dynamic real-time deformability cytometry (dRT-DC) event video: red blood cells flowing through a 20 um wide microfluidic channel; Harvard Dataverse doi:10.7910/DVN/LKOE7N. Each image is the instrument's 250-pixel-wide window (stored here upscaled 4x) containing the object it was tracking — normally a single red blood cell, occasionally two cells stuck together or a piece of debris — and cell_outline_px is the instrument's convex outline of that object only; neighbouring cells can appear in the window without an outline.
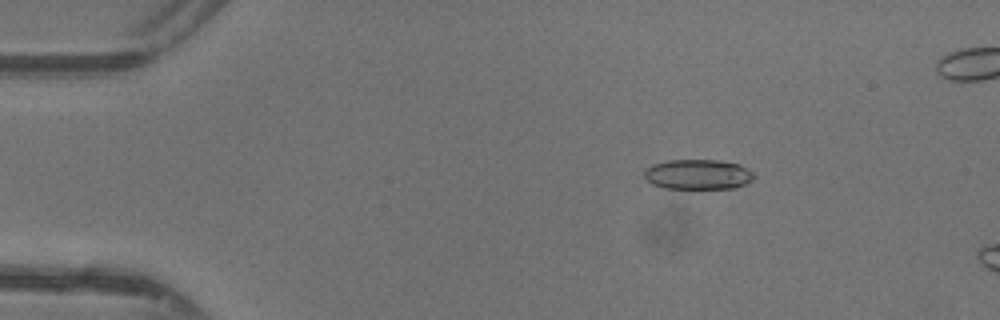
{"species": "common noctule bat (a hibernating species)", "species_latin": "Nyctalus noctula", "temperature_condition": "warm", "stored_images_in_passage": 13, "camera_frame_rate_fps": 3000, "um_per_image_px": 0.085, "animal": {"sex": "female"}, "frame": {"image": 1, "passage_image": 8, "time_ms": 2.333, "image_size_px": [1000, 320], "cell_outline_px": [[756, 176], [752, 180], [744, 184], [732, 188], [664, 188], [652, 184], [644, 176], [644, 168], [652, 164], [668, 160], [720, 160], [740, 164], [748, 168]], "centroid_in_image_um": [59.32, 14.81], "position_along_channel_um": 25.7, "area_um2": 19.31}}